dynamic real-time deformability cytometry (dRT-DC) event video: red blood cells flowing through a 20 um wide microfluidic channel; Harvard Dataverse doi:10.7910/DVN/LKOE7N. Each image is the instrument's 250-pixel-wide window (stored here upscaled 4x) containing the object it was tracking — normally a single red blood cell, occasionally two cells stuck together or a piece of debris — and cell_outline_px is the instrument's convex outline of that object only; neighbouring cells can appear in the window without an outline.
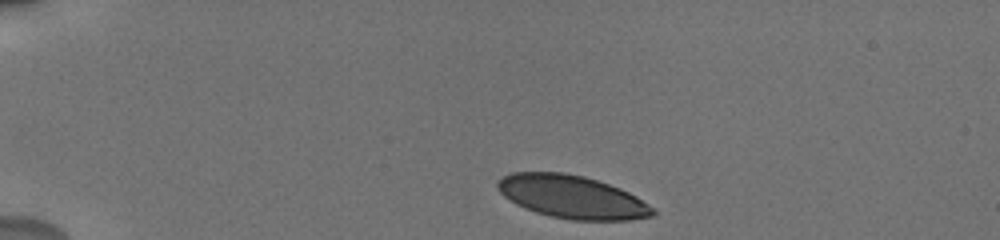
{"species": "human", "species_latin": "Homo sapiens", "temperature_condition": "cold", "stored_images_in_passage": 13, "camera_frame_rate_fps": 3000, "um_per_image_px": 0.085, "donor": {"sex": "male"}, "frame": {"image": 1, "passage_image": 1, "time_ms": 0.0, "image_size_px": [1000, 240], "cell_outline_px": [[656, 212], [652, 216], [632, 220], [572, 220], [552, 216], [536, 212], [524, 208], [516, 204], [504, 196], [496, 188], [496, 184], [504, 176], [512, 172], [564, 172], [584, 176], [620, 188], [636, 196], [648, 204]], "centroid_in_image_um": [48.62, 16.73], "position_along_channel_um": 36.4, "area_um2": 38.73}}
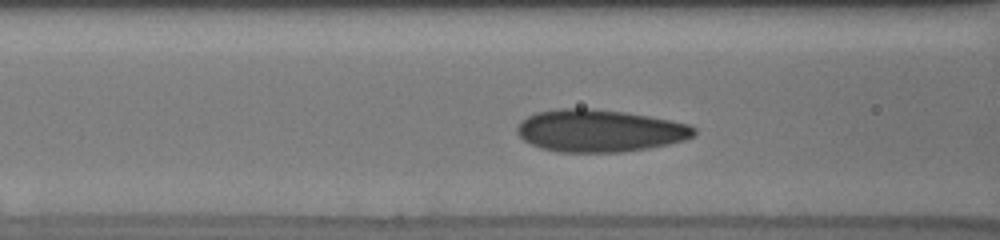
{"frame": {"image": 2, "passage_image": 9, "time_ms": 4.0, "image_size_px": [1000, 240], "cell_outline_px": [[696, 132], [692, 136], [684, 140], [668, 144], [648, 148], [620, 152], [560, 152], [540, 148], [524, 140], [516, 132], [516, 128], [520, 120], [536, 112], [560, 108], [592, 108], [624, 112], [648, 116], [688, 124], [696, 128]], "centroid_in_image_um": [50.93, 11.11], "position_along_channel_um": 115.7, "area_um2": 43.58}}
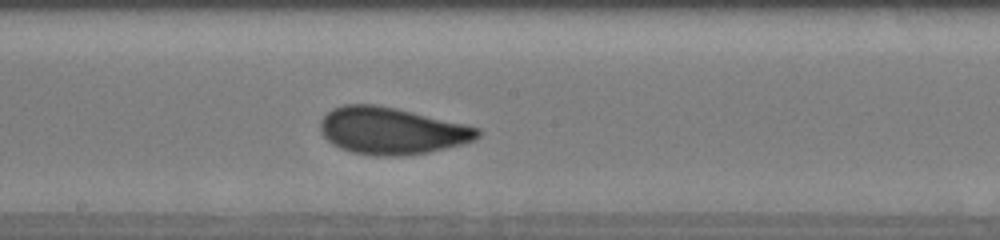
{"frame": {"image": 3, "passage_image": 13, "time_ms": 6.667, "image_size_px": [1000, 240], "cell_outline_px": [[480, 136], [476, 140], [428, 152], [400, 156], [376, 156], [352, 152], [340, 148], [332, 144], [320, 132], [320, 120], [332, 108], [344, 104], [376, 104], [396, 108], [464, 124], [480, 128]], "centroid_in_image_um": [33.26, 11.11], "position_along_channel_um": 214.9, "area_um2": 42.95}}